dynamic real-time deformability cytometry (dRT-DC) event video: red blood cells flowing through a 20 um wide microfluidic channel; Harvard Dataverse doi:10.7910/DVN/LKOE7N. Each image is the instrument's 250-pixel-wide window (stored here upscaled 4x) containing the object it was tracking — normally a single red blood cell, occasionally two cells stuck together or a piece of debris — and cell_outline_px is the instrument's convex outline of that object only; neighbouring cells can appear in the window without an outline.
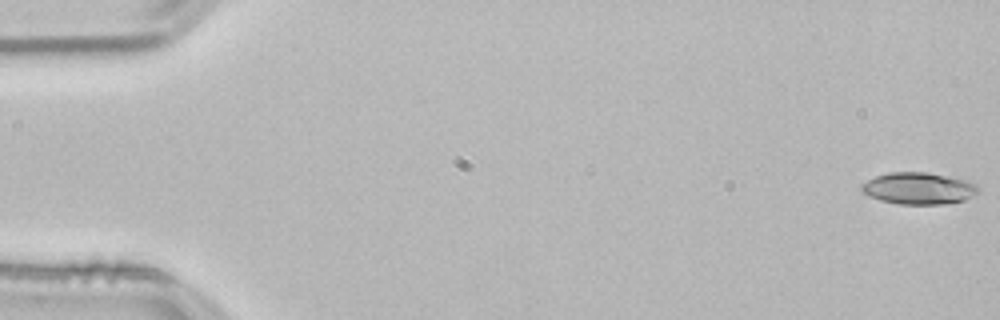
{"species": "common noctule bat (a hibernating species)", "species_latin": "Nyctalus noctula", "temperature_condition": "room temperature", "stored_images_in_passage": 48, "camera_frame_rate_fps": 3000, "um_per_image_px": 0.085, "animal": {"sex": "male", "body_mass_g": 21.5, "forearm_length_mm": 52.0}, "frame": {"image": 1, "passage_image": 1, "time_ms": 0.0, "image_size_px": [1000, 320], "cell_outline_px": [[980, 192], [964, 200], [944, 204], [900, 204], [880, 200], [868, 196], [860, 188], [860, 184], [876, 176], [888, 172], [924, 172], [964, 180], [976, 184], [980, 188]], "centroid_in_image_um": [78.07, 16.02], "position_along_channel_um": 6.9, "area_um2": 21.5}}
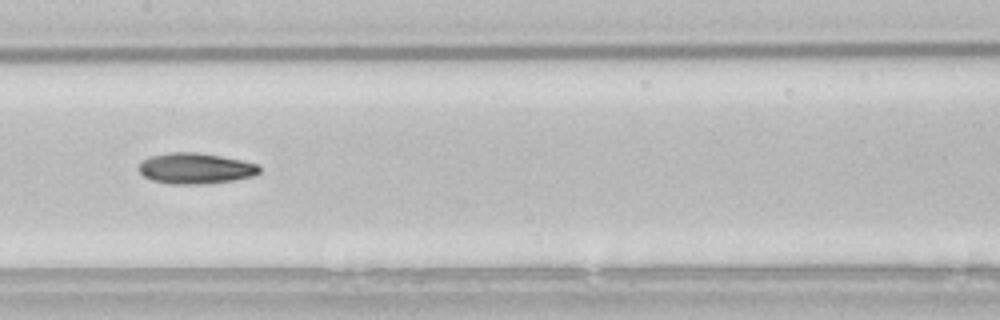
{"frame": {"image": 2, "passage_image": 27, "time_ms": 8.667, "image_size_px": [1000, 320], "cell_outline_px": [[260, 172], [252, 176], [236, 180], [204, 184], [172, 184], [152, 180], [144, 176], [140, 172], [140, 164], [148, 156], [168, 152], [196, 152], [220, 156], [240, 160], [256, 164], [260, 168]], "centroid_in_image_um": [16.61, 14.31], "position_along_channel_um": 190.8, "area_um2": 21.56}}
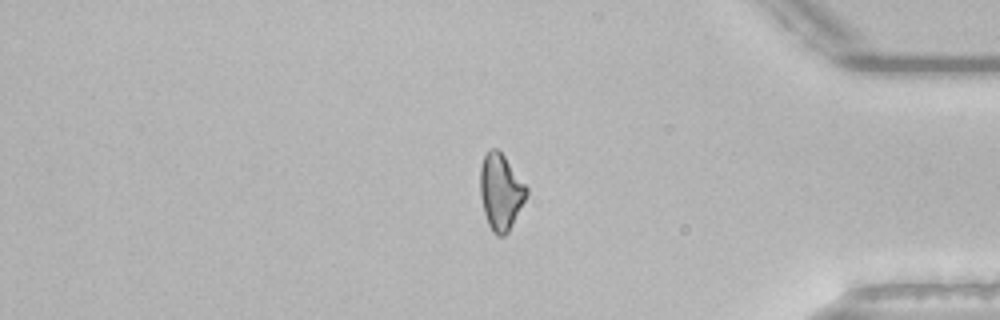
{"frame": {"image": 3, "passage_image": 45, "time_ms": 14.667, "image_size_px": [1000, 320], "cell_outline_px": [[528, 196], [508, 232], [504, 236], [496, 236], [492, 232], [488, 224], [484, 212], [480, 196], [480, 168], [484, 156], [488, 148], [496, 148], [504, 156], [528, 188]], "centroid_in_image_um": [42.56, 16.32], "position_along_channel_um": 392.6, "area_um2": 20.63}, "authors_computed_cell_mechanics": {"area_um2": 21.1259, "velocity_mm_per_s": 3.8215, "shape_relaxation_time_tau1_ms": 7.754, "shape_relaxation_time_tau2_ms": null, "deformation_change_tau1": 0.1778, "deformation_change_tau2": null}}